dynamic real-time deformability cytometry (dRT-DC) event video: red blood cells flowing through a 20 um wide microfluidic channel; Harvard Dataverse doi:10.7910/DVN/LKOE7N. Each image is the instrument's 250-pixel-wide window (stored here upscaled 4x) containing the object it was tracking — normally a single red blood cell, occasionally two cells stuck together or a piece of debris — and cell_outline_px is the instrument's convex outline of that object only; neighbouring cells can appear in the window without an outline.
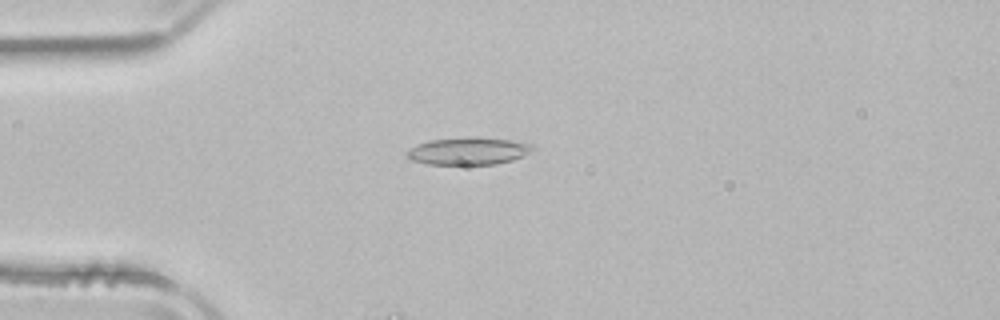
{"species": "common noctule bat (a hibernating species)", "species_latin": "Nyctalus noctula", "temperature_condition": "room temperature", "stored_images_in_passage": 26, "camera_frame_rate_fps": 3000, "um_per_image_px": 0.085, "animal": {"sex": "male", "body_mass_g": 21.5, "forearm_length_mm": 52.0}, "frame": {"image": 1, "passage_image": 6, "time_ms": 1.667, "image_size_px": [1000, 320], "cell_outline_px": [[536, 148], [524, 156], [512, 160], [496, 164], [428, 164], [412, 160], [404, 152], [408, 148], [428, 140], [508, 140], [532, 144]], "centroid_in_image_um": [39.79, 12.89], "position_along_channel_um": 45.2, "area_um2": 19.02}}